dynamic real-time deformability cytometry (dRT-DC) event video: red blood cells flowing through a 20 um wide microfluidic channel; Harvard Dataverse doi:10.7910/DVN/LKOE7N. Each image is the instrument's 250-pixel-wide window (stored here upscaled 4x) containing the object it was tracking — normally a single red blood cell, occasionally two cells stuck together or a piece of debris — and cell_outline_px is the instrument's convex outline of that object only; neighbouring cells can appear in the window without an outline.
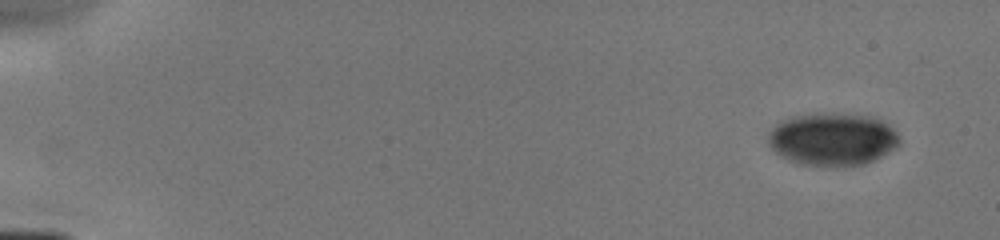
{"species": "human", "species_latin": "Homo sapiens", "temperature_condition": "cold", "stored_images_in_passage": 7, "camera_frame_rate_fps": 3000, "um_per_image_px": 0.085, "donor": {"sex": "male"}, "frame": {"image": 1, "passage_image": 1, "time_ms": 0.0, "image_size_px": [1000, 240], "cell_outline_px": [[900, 144], [896, 148], [864, 164], [836, 168], [796, 164], [780, 156], [768, 144], [768, 132], [776, 124], [792, 116], [872, 116], [888, 124], [900, 136]], "centroid_in_image_um": [70.76, 11.91], "position_along_channel_um": 14.2, "area_um2": 39.88}}
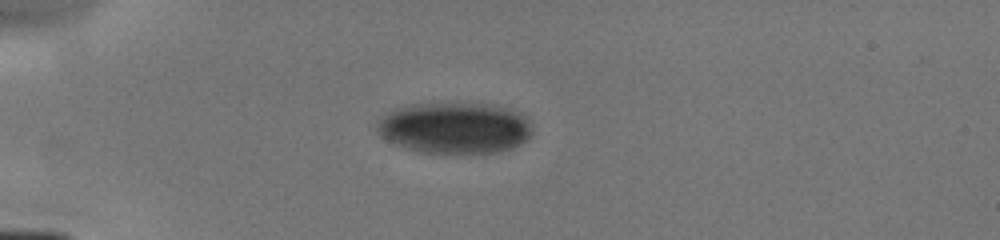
{"frame": {"image": 2, "passage_image": 5, "time_ms": 3.667, "image_size_px": [1000, 240], "cell_outline_px": [[532, 132], [528, 140], [512, 148], [500, 152], [420, 152], [404, 148], [392, 144], [380, 136], [376, 132], [376, 120], [380, 116], [392, 108], [412, 104], [500, 104], [512, 108], [528, 116], [532, 128]], "centroid_in_image_um": [38.64, 10.85], "position_along_channel_um": 46.4, "area_um2": 47.22}}